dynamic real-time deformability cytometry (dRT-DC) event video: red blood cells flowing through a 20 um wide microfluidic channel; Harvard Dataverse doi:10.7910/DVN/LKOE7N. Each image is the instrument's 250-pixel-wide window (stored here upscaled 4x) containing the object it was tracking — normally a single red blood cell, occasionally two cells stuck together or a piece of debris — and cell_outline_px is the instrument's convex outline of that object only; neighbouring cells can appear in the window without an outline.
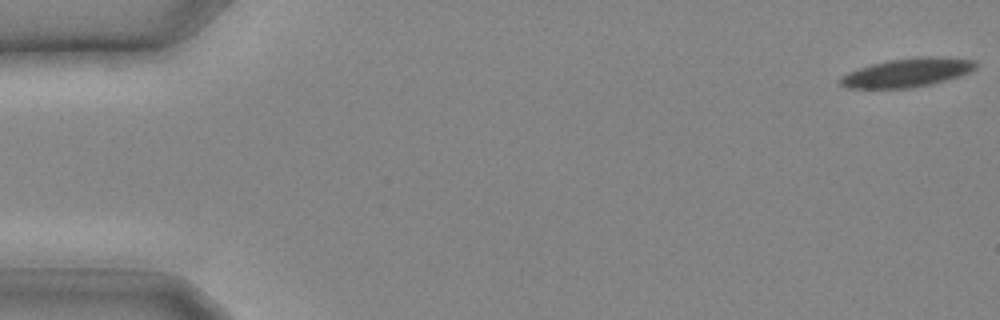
{"species": "common noctule bat (a hibernating species)", "species_latin": "Nyctalus noctula", "temperature_condition": "cold", "stored_images_in_passage": 14, "camera_frame_rate_fps": 3000, "um_per_image_px": 0.085, "animal": {"sex": "male", "body_mass_g": 20.4}, "frame": {"image": 1, "passage_image": 1, "time_ms": 0.0, "image_size_px": [1000, 320], "cell_outline_px": [[976, 68], [960, 76], [932, 84], [912, 88], [848, 88], [836, 84], [840, 76], [848, 72], [872, 64], [888, 60], [916, 56], [932, 56], [976, 60]], "centroid_in_image_um": [77.08, 6.17], "position_along_channel_um": 7.9, "area_um2": 22.89}}
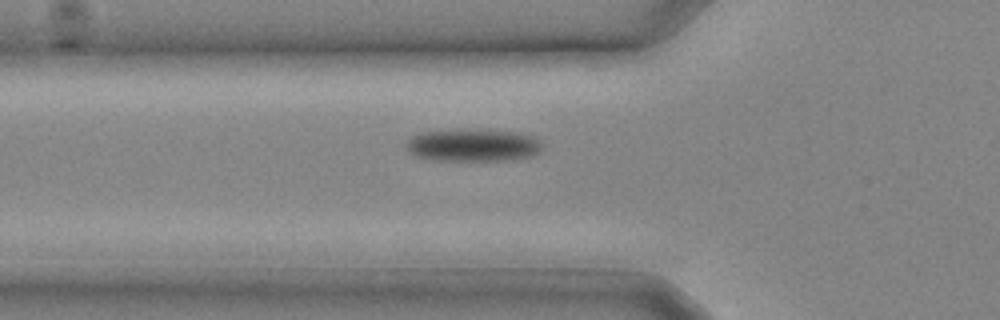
{"frame": {"image": 2, "passage_image": 10, "time_ms": 3.0, "image_size_px": [1000, 320], "cell_outline_px": [[540, 152], [536, 156], [516, 160], [436, 160], [416, 156], [404, 148], [408, 140], [412, 136], [420, 132], [512, 132], [532, 136], [540, 140]], "centroid_in_image_um": [40.23, 12.4], "position_along_channel_um": 85.6, "area_um2": 24.8}}
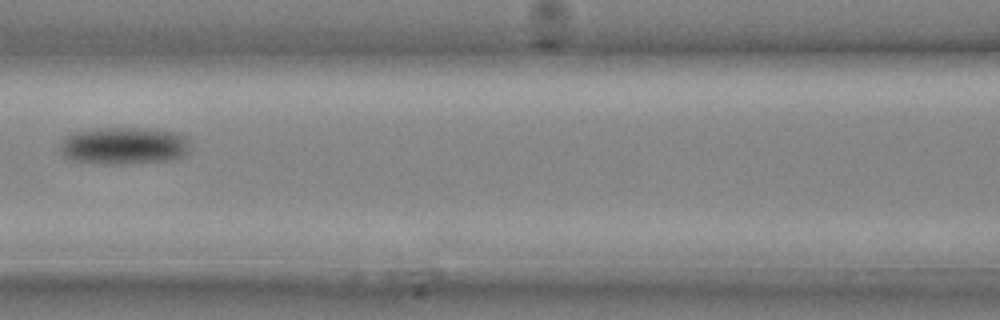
{"frame": {"image": 3, "passage_image": 13, "time_ms": 4.0, "image_size_px": [1000, 320], "cell_outline_px": [[188, 152], [180, 156], [168, 160], [120, 164], [104, 164], [68, 160], [60, 152], [60, 144], [72, 132], [104, 128], [140, 128], [176, 132], [188, 136]], "centroid_in_image_um": [10.51, 12.39], "position_along_channel_um": 156.1, "area_um2": 28.15}}